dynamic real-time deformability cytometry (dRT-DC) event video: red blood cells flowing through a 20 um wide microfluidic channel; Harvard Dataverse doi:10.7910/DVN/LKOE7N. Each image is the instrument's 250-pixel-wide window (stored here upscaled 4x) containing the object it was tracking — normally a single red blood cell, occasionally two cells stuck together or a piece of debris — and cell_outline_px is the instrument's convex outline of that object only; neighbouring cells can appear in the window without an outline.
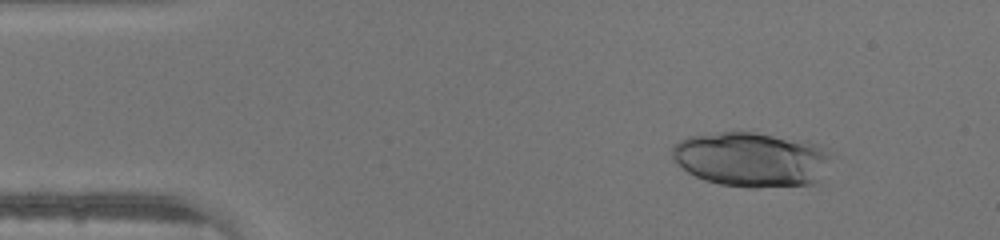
{"species": "human", "species_latin": "Homo sapiens", "temperature_condition": "warm", "stored_images_in_passage": 45, "camera_frame_rate_fps": 3000, "um_per_image_px": 0.085, "donor": {"sex": "male"}, "frame": {"image": 1, "passage_image": 5, "time_ms": 1.333, "image_size_px": [1000, 240], "cell_outline_px": [[832, 156], [820, 180], [812, 184], [756, 188], [748, 188], [720, 184], [704, 180], [688, 172], [676, 164], [672, 160], [672, 144], [688, 136], [716, 132], [756, 132], [816, 144]], "centroid_in_image_um": [63.81, 13.56], "position_along_channel_um": 21.2, "area_um2": 50.86}}
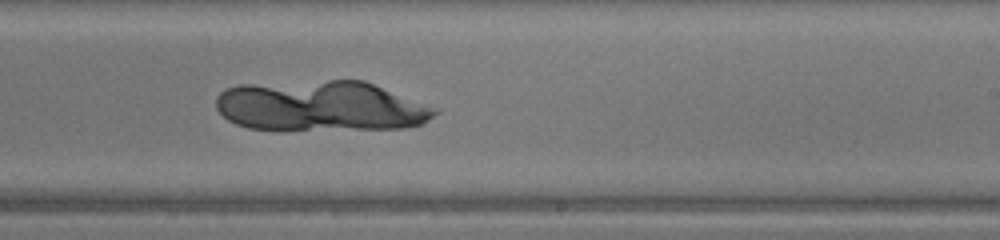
{"frame": {"image": 2, "passage_image": 27, "time_ms": 8.667, "image_size_px": [1000, 240], "cell_outline_px": [[440, 112], [428, 120], [420, 124], [404, 128], [248, 128], [236, 124], [228, 120], [216, 108], [216, 96], [220, 92], [228, 88], [240, 84], [328, 80], [364, 80], [440, 108]], "centroid_in_image_um": [27.32, 8.98], "position_along_channel_um": 261.7, "area_um2": 63.87}}
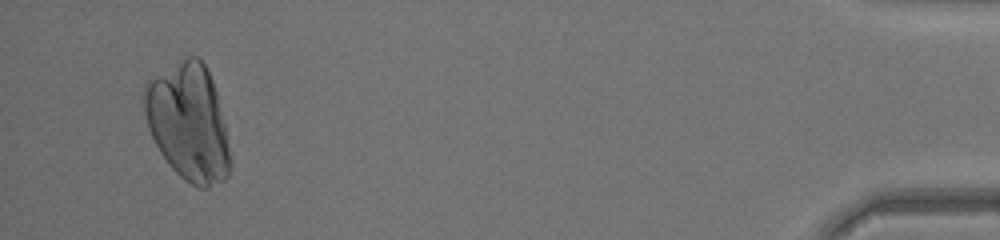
{"frame": {"image": 3, "passage_image": 43, "time_ms": 14.0, "image_size_px": [1000, 240], "cell_outline_px": [[228, 176], [224, 180], [208, 188], [200, 188], [184, 180], [172, 168], [160, 152], [148, 128], [144, 112], [144, 84], [148, 80], [180, 60], [188, 56], [196, 56], [204, 64], [212, 80], [216, 92], [224, 124], [228, 148]], "centroid_in_image_um": [15.98, 10.39], "position_along_channel_um": 419.2, "area_um2": 57.68}}